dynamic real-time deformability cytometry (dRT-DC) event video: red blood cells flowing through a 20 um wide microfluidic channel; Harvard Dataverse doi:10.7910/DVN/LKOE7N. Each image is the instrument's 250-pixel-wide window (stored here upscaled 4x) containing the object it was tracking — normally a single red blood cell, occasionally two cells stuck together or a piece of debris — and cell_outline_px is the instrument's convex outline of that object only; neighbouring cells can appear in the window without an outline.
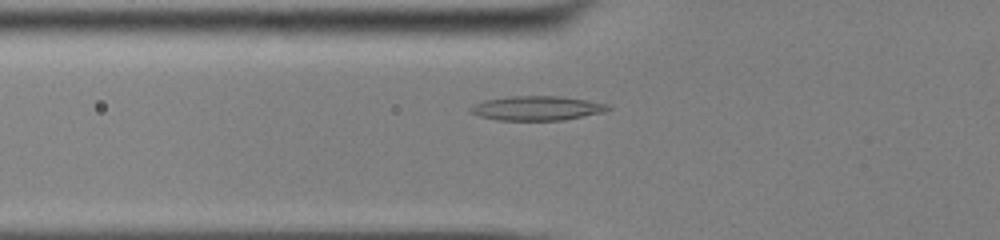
{"species": "common noctule bat (a hibernating species)", "species_latin": "Nyctalus noctula", "temperature_condition": "cold", "stored_images_in_passage": 45, "camera_frame_rate_fps": 3000, "um_per_image_px": 0.085, "animal": {"sex": "male", "body_mass_g": 13.0, "forearm_length_mm": 53.1}, "frame": {"image": 1, "passage_image": 11, "time_ms": 3.333, "image_size_px": [1000, 240], "cell_outline_px": [[612, 108], [604, 112], [564, 120], [500, 120], [480, 116], [468, 112], [468, 108], [484, 100], [512, 96], [560, 96], [608, 104]], "centroid_in_image_um": [45.63, 9.2], "position_along_channel_um": 80.2, "area_um2": 19.42}}
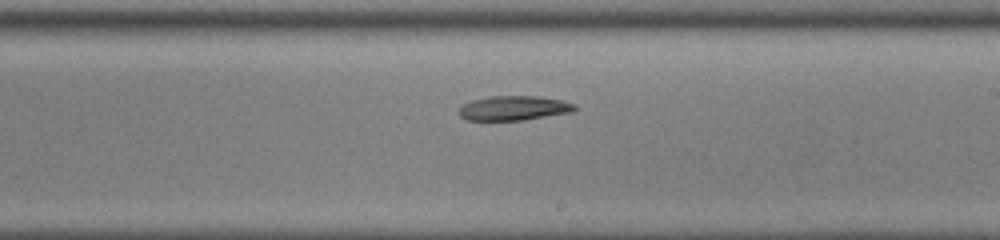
{"frame": {"image": 2, "passage_image": 24, "time_ms": 7.667, "image_size_px": [1000, 240], "cell_outline_px": [[576, 108], [572, 112], [524, 120], [468, 120], [460, 116], [460, 108], [464, 104], [472, 100], [492, 96], [540, 96], [560, 100], [576, 104]], "centroid_in_image_um": [43.7, 9.19], "position_along_channel_um": 245.3, "area_um2": 16.42}}
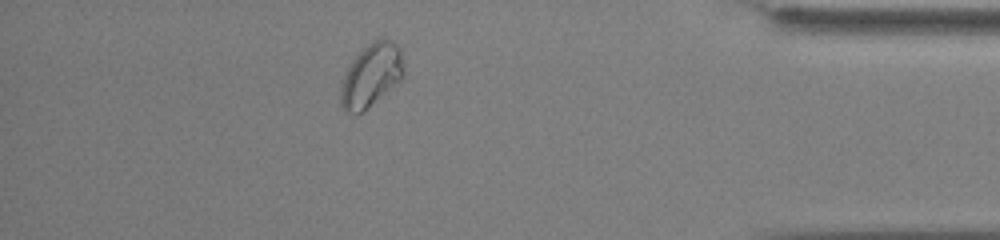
{"frame": {"image": 3, "passage_image": 39, "time_ms": 12.667, "image_size_px": [1000, 240], "cell_outline_px": [[404, 76], [400, 80], [364, 112], [344, 112], [340, 104], [340, 84], [352, 60], [372, 40], [380, 36], [384, 36], [392, 40], [400, 48], [404, 72]], "centroid_in_image_um": [31.55, 6.38], "position_along_channel_um": 403.6, "area_um2": 23.35}}